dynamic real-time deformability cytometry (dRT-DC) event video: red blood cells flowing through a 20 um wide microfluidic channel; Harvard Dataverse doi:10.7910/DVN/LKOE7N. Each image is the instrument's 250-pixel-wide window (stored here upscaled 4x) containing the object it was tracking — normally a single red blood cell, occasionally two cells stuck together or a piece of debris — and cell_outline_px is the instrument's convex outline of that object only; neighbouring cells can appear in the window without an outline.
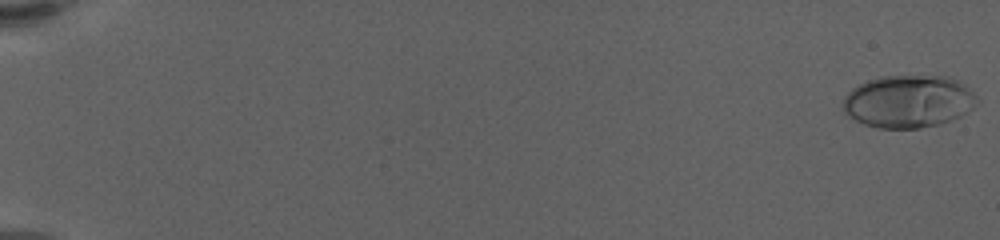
{"species": "human", "species_latin": "Homo sapiens", "temperature_condition": "warm", "stored_images_in_passage": 62, "camera_frame_rate_fps": 3000, "um_per_image_px": 0.085, "donor": {"sex": "female"}, "frame": {"image": 1, "passage_image": 1, "time_ms": 0.0, "image_size_px": [1000, 240], "cell_outline_px": [[980, 100], [972, 108], [960, 116], [940, 124], [920, 128], [880, 128], [864, 124], [856, 120], [844, 112], [844, 96], [852, 88], [868, 80], [884, 76], [948, 76], [956, 80], [972, 92]], "centroid_in_image_um": [77.21, 8.62], "position_along_channel_um": 7.8, "area_um2": 40.75}}
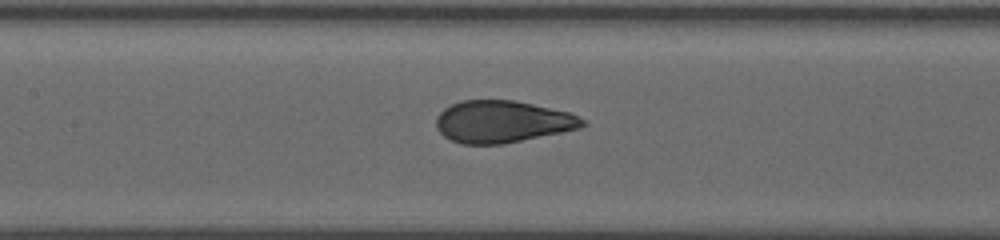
{"frame": {"image": 2, "passage_image": 32, "time_ms": 10.333, "image_size_px": [1000, 240], "cell_outline_px": [[588, 124], [580, 128], [504, 144], [460, 144], [444, 136], [436, 128], [436, 116], [444, 108], [452, 104], [464, 100], [516, 100], [568, 112], [584, 120]], "centroid_in_image_um": [42.68, 10.34], "position_along_channel_um": 164.7, "area_um2": 35.78}}
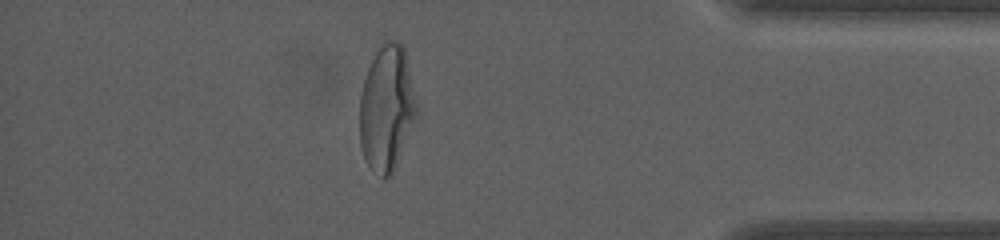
{"frame": {"image": 3, "passage_image": 55, "time_ms": 18.0, "image_size_px": [1000, 240], "cell_outline_px": [[420, 112], [392, 176], [384, 180], [368, 164], [364, 156], [360, 144], [360, 92], [368, 68], [376, 52], [384, 40], [396, 40], [404, 48], [420, 108]], "centroid_in_image_um": [32.92, 9.22], "position_along_channel_um": 402.3, "area_um2": 42.48}, "authors_computed_cell_mechanics": {"area_um2": 36.7319, "velocity_mm_per_s": 3.4653, "shape_relaxation_time_tau1_ms": 6.037, "shape_relaxation_time_tau2_ms": null, "deformation_change_tau1": 0.2432, "deformation_change_tau2": null}}